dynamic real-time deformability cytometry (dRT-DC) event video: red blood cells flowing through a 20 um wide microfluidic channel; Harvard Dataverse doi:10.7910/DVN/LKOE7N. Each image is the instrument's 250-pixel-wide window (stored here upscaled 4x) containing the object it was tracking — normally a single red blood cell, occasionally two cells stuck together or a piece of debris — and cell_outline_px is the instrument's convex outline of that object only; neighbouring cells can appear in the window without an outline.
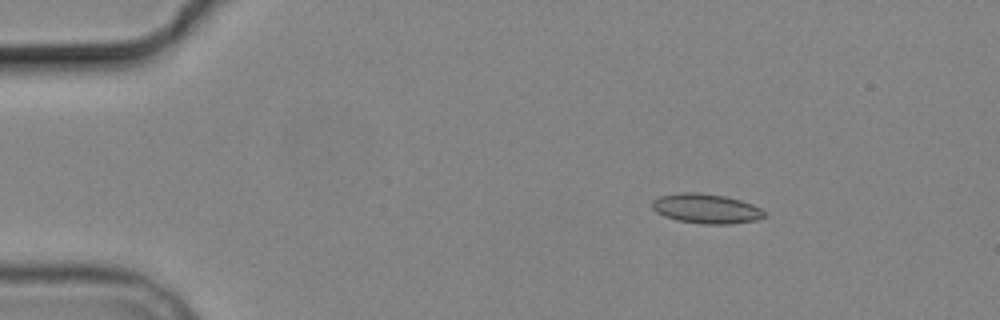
{"species": "common noctule bat (a hibernating species)", "species_latin": "Nyctalus noctula", "temperature_condition": "cold", "stored_images_in_passage": 4, "camera_frame_rate_fps": 3000, "um_per_image_px": 0.085, "animal": {"sex": "male", "body_mass_g": 19.2, "forearm_length_mm": 51.8}, "frame": {"image": 1, "passage_image": 2, "time_ms": 1.333, "image_size_px": [1000, 320], "cell_outline_px": [[764, 216], [756, 220], [732, 224], [704, 224], [676, 220], [664, 216], [656, 212], [652, 208], [652, 200], [660, 196], [680, 192], [700, 192], [724, 196], [740, 200], [752, 204], [760, 208], [764, 212]], "centroid_in_image_um": [59.99, 17.73], "position_along_channel_um": 25.0, "area_um2": 19.42}}